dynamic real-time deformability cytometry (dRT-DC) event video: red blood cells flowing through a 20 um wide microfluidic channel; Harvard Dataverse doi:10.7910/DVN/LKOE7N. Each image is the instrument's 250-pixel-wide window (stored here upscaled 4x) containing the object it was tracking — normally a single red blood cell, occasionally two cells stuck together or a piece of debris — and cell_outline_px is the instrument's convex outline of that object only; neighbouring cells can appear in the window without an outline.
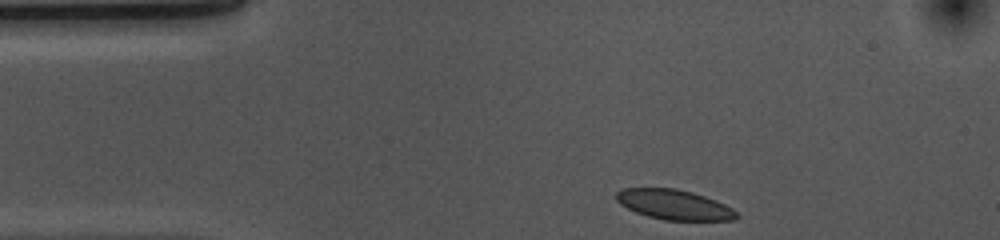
{"species": "common noctule bat (a hibernating species)", "species_latin": "Nyctalus noctula", "temperature_condition": "cold", "stored_images_in_passage": 34, "camera_frame_rate_fps": 3000, "um_per_image_px": 0.085, "animal": {"sex": "female", "body_mass_g": 10.0, "forearm_length_mm": 53.1}, "frame": {"image": 1, "passage_image": 1, "time_ms": 0.0, "image_size_px": [1000, 240], "cell_outline_px": [[740, 216], [732, 220], [664, 220], [648, 216], [636, 212], [620, 204], [616, 200], [616, 192], [624, 188], [676, 188], [692, 192], [716, 200], [732, 208]], "centroid_in_image_um": [57.3, 17.39], "position_along_channel_um": 27.7, "area_um2": 20.92}}
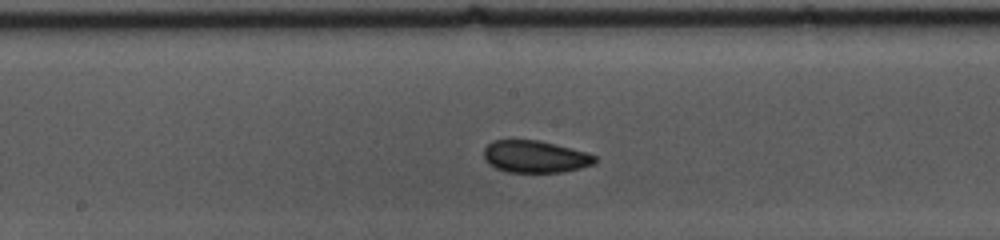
{"frame": {"image": 2, "passage_image": 19, "time_ms": 6.0, "image_size_px": [1000, 240], "cell_outline_px": [[596, 160], [592, 164], [580, 168], [560, 172], [508, 172], [496, 168], [488, 164], [484, 160], [484, 148], [492, 140], [536, 140], [572, 148], [588, 152], [596, 156]], "centroid_in_image_um": [45.46, 13.31], "position_along_channel_um": 202.7, "area_um2": 20.75}}
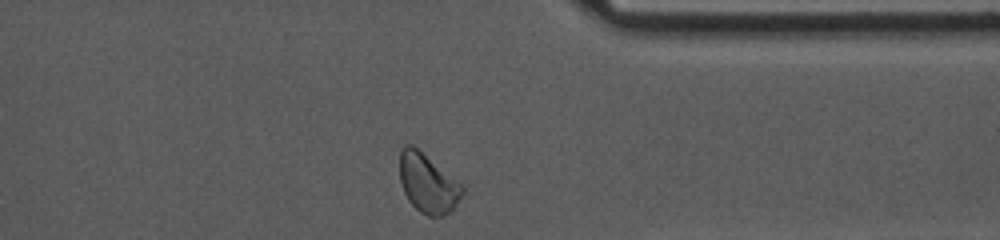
{"frame": {"image": 3, "passage_image": 34, "time_ms": 11.0, "image_size_px": [1000, 240], "cell_outline_px": [[464, 192], [456, 204], [444, 216], [428, 216], [420, 212], [408, 200], [404, 192], [400, 180], [400, 152], [404, 144], [412, 144], [464, 184]], "centroid_in_image_um": [36.38, 15.56], "position_along_channel_um": 375.0, "area_um2": 21.68}, "authors_computed_cell_mechanics": {"area_um2": 21.097, "velocity_mm_per_s": 3.6216, "shape_relaxation_time_tau1_ms": 8.0651, "shape_relaxation_time_tau2_ms": 2.9453, "deformation_change_tau1": 0.1025, "deformation_change_tau2": 0.0665}}